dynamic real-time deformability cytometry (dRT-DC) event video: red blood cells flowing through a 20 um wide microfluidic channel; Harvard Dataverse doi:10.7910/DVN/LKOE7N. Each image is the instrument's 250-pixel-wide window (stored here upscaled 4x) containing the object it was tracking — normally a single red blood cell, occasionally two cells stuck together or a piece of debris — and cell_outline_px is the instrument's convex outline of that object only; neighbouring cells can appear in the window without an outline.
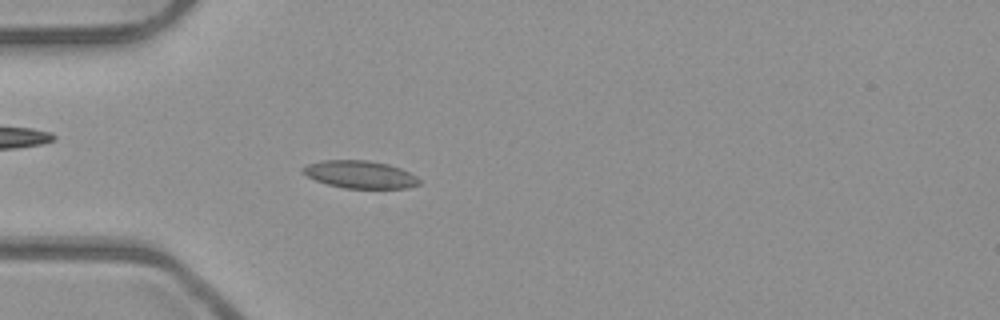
{"species": "common noctule bat (a hibernating species)", "species_latin": "Nyctalus noctula", "temperature_condition": "room temperature", "stored_images_in_passage": 4, "camera_frame_rate_fps": 3000, "um_per_image_px": 0.085, "animal": {"sex": "male", "body_mass_g": 23.1, "forearm_length_mm": 52.7}, "frame": {"image": 1, "passage_image": 4, "time_ms": 1.0, "image_size_px": [1000, 320], "cell_outline_px": [[420, 184], [408, 188], [344, 188], [328, 184], [316, 180], [300, 172], [300, 168], [308, 164], [320, 160], [368, 160], [388, 164], [400, 168], [416, 176], [420, 180]], "centroid_in_image_um": [30.58, 14.82], "position_along_channel_um": 54.4, "area_um2": 18.73}}